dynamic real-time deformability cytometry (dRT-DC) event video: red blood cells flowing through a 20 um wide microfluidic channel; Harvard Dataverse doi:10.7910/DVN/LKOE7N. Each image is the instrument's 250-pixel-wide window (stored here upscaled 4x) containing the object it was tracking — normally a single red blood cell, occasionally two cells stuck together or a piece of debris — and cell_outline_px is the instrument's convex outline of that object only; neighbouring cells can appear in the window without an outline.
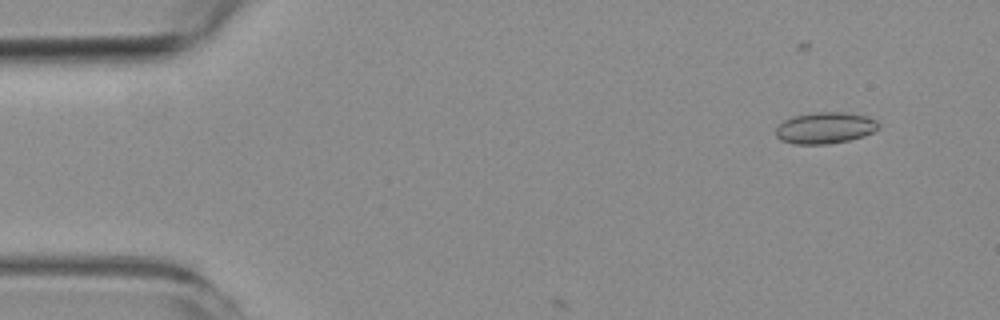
{"species": "common noctule bat (a hibernating species)", "species_latin": "Nyctalus noctula", "temperature_condition": "room temperature", "stored_images_in_passage": 3, "camera_frame_rate_fps": 3000, "um_per_image_px": 0.085, "animal": {"sex": "female", "body_mass_g": 19.3, "forearm_length_mm": 54.1}, "frame": {"image": 1, "passage_image": 3, "time_ms": 3.0, "image_size_px": [1000, 320], "cell_outline_px": [[880, 128], [864, 136], [848, 140], [828, 144], [792, 144], [780, 140], [776, 136], [776, 128], [784, 120], [792, 116], [816, 112], [848, 112], [864, 116], [876, 120], [880, 124]], "centroid_in_image_um": [70.13, 10.87], "position_along_channel_um": 14.9, "area_um2": 18.9}}